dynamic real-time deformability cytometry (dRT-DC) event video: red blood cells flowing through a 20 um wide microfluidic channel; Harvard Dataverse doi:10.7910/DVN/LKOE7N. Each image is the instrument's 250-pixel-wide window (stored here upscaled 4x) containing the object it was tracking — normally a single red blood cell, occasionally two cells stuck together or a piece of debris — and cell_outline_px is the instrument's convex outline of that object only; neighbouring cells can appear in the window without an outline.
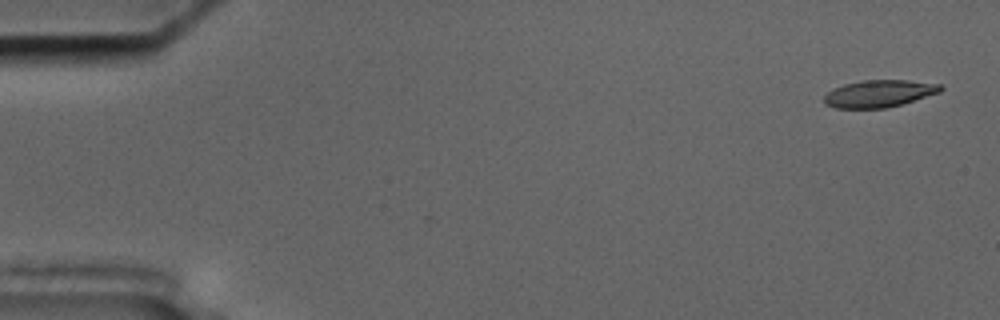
{"species": "common noctule bat (a hibernating species)", "species_latin": "Nyctalus noctula", "temperature_condition": "cold", "stored_images_in_passage": 55, "camera_frame_rate_fps": 3000, "um_per_image_px": 0.085, "animal": {"sex": "male", "body_mass_g": 17.5, "forearm_length_mm": 52.3}, "frame": {"image": 1, "passage_image": 1, "time_ms": 0.0, "image_size_px": [1000, 320], "cell_outline_px": [[944, 88], [940, 92], [900, 104], [884, 108], [836, 108], [824, 104], [824, 96], [832, 88], [844, 84], [864, 80], [908, 80], [940, 84]], "centroid_in_image_um": [74.69, 7.95], "position_along_channel_um": 10.3, "area_um2": 18.32}}
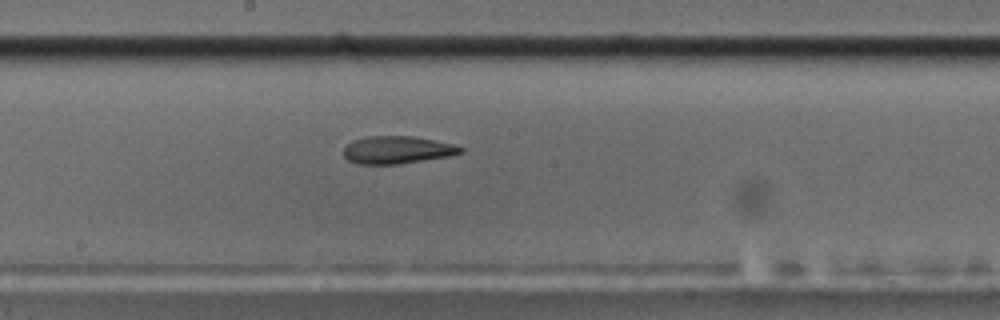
{"frame": {"image": 2, "passage_image": 29, "time_ms": 9.333, "image_size_px": [1000, 320], "cell_outline_px": [[464, 148], [460, 152], [452, 156], [400, 164], [356, 164], [348, 160], [344, 156], [344, 148], [352, 140], [368, 136], [412, 136], [452, 144]], "centroid_in_image_um": [33.73, 12.75], "position_along_channel_um": 214.5, "area_um2": 18.79}}
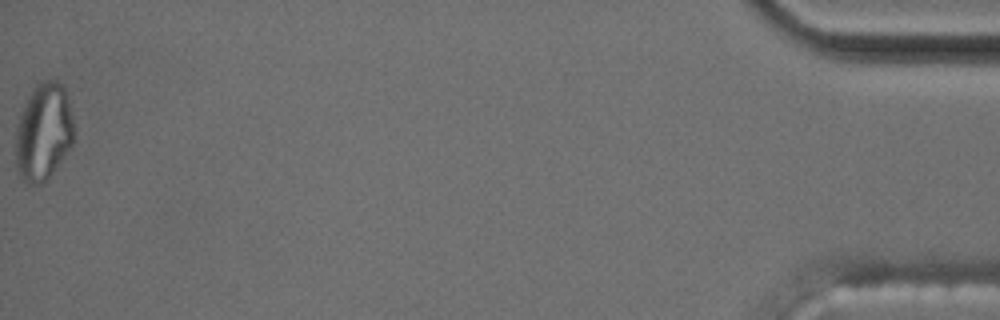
{"frame": {"image": 3, "passage_image": 55, "time_ms": 18.0, "image_size_px": [1000, 320], "cell_outline_px": [[72, 144], [48, 176], [40, 184], [28, 184], [24, 180], [16, 168], [16, 124], [32, 88], [36, 84], [44, 80], [56, 80], [64, 88], [68, 100], [72, 116]], "centroid_in_image_um": [3.66, 11.18], "position_along_channel_um": 431.5, "area_um2": 32.31}, "authors_computed_cell_mechanics": {"area_um2": 19.9988, "velocity_mm_per_s": 3.6132, "shape_relaxation_time_tau1_ms": null, "shape_relaxation_time_tau2_ms": 3.4404, "deformation_change_tau1": null, "deformation_change_tau2": 0.1221}}